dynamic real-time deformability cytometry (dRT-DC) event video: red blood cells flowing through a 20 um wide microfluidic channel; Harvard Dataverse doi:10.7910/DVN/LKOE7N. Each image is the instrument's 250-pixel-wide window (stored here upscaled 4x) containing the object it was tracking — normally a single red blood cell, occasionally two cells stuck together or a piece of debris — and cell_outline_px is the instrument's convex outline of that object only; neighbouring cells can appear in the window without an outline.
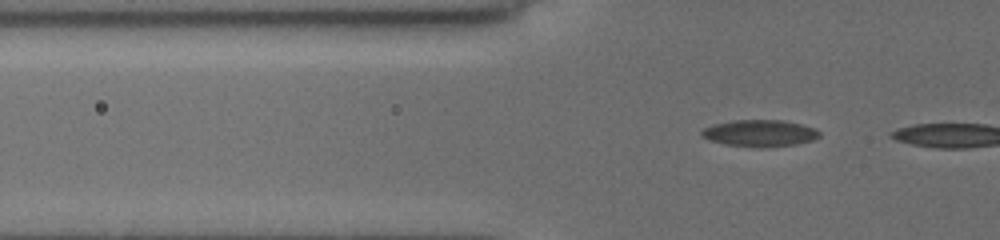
{"species": "common noctule bat (a hibernating species)", "species_latin": "Nyctalus noctula", "temperature_condition": "cold", "stored_images_in_passage": 6, "camera_frame_rate_fps": 3000, "um_per_image_px": 0.085, "animal": {"sex": "female", "body_mass_g": 19.5, "forearm_length_mm": 54.1}, "frame": {"image": 1, "passage_image": 3, "time_ms": 0.667, "image_size_px": [1000, 240], "cell_outline_px": [[820, 136], [812, 140], [796, 144], [760, 148], [724, 144], [708, 140], [700, 136], [700, 132], [704, 128], [712, 124], [732, 120], [784, 120], [816, 128], [820, 132]], "centroid_in_image_um": [64.55, 11.32], "position_along_channel_um": 61.3, "area_um2": 18.55}}